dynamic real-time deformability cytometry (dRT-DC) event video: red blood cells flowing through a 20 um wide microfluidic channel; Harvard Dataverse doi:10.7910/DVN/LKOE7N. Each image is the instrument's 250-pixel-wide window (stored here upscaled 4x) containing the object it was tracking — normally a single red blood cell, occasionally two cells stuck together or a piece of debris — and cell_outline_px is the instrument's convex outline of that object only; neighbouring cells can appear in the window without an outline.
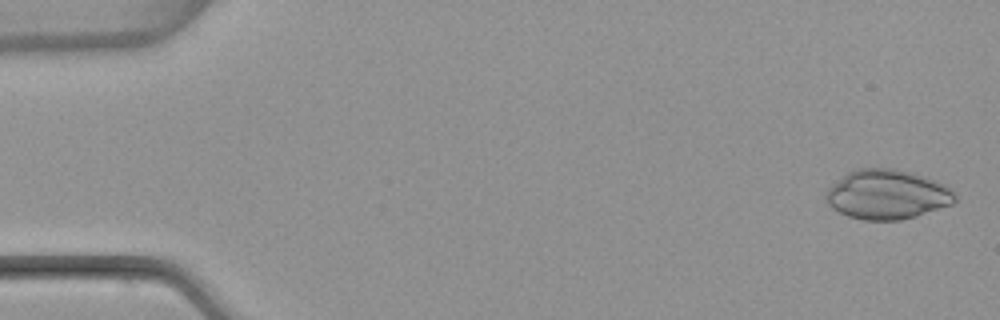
{"species": "common noctule bat (a hibernating species)", "species_latin": "Nyctalus noctula", "temperature_condition": "warm", "stored_images_in_passage": 4, "camera_frame_rate_fps": 3000, "um_per_image_px": 0.085, "animal": {"sex": "female", "body_mass_g": 22.7, "forearm_length_mm": 54.2}, "frame": {"image": 1, "passage_image": 1, "time_ms": 0.0, "image_size_px": [1000, 320], "cell_outline_px": [[956, 200], [952, 204], [916, 216], [900, 220], [864, 220], [848, 216], [832, 208], [828, 204], [824, 196], [828, 188], [848, 172], [856, 168], [892, 168], [920, 176], [932, 180], [948, 188], [956, 196]], "centroid_in_image_um": [75.35, 16.55], "position_along_channel_um": 9.7, "area_um2": 36.65}}